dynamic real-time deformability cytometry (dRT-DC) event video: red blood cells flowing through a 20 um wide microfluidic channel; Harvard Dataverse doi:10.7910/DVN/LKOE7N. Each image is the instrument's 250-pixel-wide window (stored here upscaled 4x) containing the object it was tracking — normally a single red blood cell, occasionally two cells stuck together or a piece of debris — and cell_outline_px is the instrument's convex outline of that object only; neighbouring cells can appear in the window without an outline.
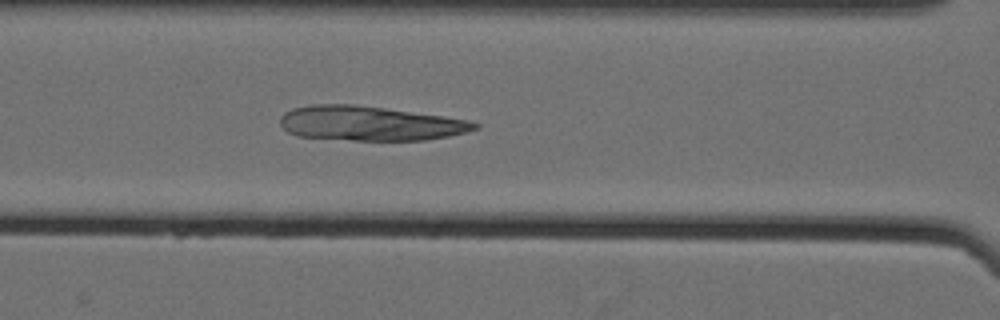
{"species": "Egyptian fruit bat (a non-hibernating species)", "species_latin": "Rousettus aegyptiacus", "temperature_condition": "cold", "stored_images_in_passage": 59, "camera_frame_rate_fps": 3000, "um_per_image_px": 0.085, "animal": {"sex": "female"}, "frame": {"image": 1, "passage_image": 30, "time_ms": 9.667, "image_size_px": [1000, 320], "cell_outline_px": [[480, 128], [448, 136], [424, 140], [352, 140], [296, 136], [288, 132], [280, 124], [280, 116], [284, 112], [292, 108], [308, 104], [352, 104], [384, 108], [444, 116], [468, 120], [480, 124]], "centroid_in_image_um": [31.4, 10.48], "position_along_channel_um": 135.2, "area_um2": 39.19}}
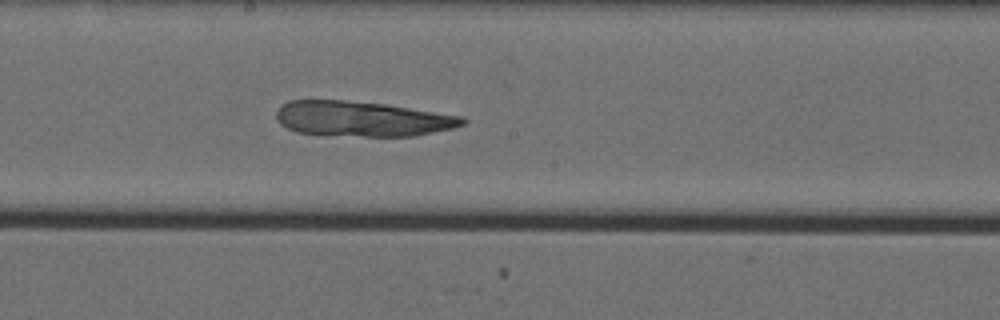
{"frame": {"image": 2, "passage_image": 37, "time_ms": 12.0, "image_size_px": [1000, 320], "cell_outline_px": [[468, 120], [464, 124], [452, 128], [412, 136], [364, 136], [296, 132], [280, 124], [276, 120], [276, 112], [280, 104], [288, 100], [344, 100], [384, 104], [464, 116]], "centroid_in_image_um": [30.76, 10.08], "position_along_channel_um": 217.4, "area_um2": 37.97}}
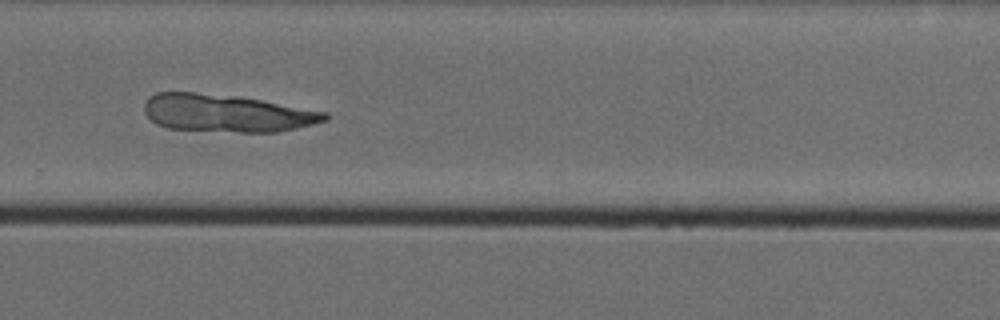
{"frame": {"image": 3, "passage_image": 45, "time_ms": 14.667, "image_size_px": [1000, 320], "cell_outline_px": [[328, 120], [296, 128], [276, 132], [240, 132], [168, 128], [156, 124], [144, 112], [144, 104], [148, 96], [156, 92], [196, 92], [236, 96], [260, 100], [328, 112]], "centroid_in_image_um": [19.24, 9.61], "position_along_channel_um": 310.6, "area_um2": 39.42}}